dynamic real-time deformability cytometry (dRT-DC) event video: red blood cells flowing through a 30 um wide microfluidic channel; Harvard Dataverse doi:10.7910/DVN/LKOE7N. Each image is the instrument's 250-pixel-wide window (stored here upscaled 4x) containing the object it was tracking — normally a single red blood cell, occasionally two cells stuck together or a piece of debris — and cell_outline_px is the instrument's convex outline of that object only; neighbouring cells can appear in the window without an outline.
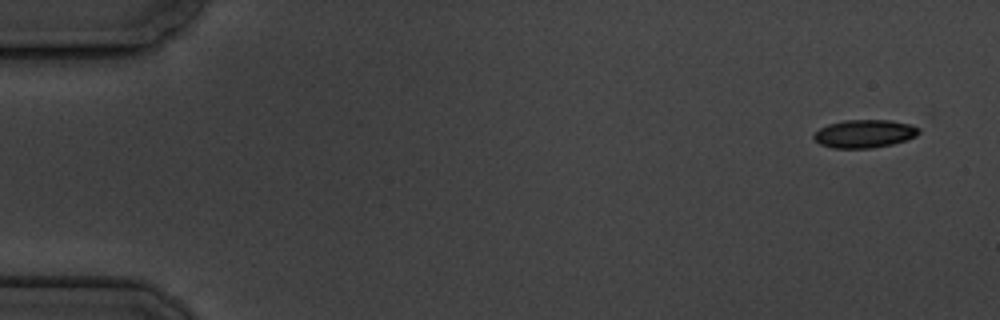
{"species": "common noctule bat (a hibernating species)", "species_latin": "Nyctalus noctula", "temperature_condition": "cold", "stored_images_in_passage": 11, "camera_frame_rate_fps": 3000, "um_per_image_px": 0.085, "animal": {"sex": "male", "body_mass_g": 19.5, "forearm_length_mm": 54.6}, "frame": {"image": 1, "passage_image": 1, "time_ms": 0.0, "image_size_px": [1000, 320], "cell_outline_px": [[920, 132], [916, 136], [892, 144], [872, 148], [832, 148], [820, 144], [812, 136], [820, 128], [828, 124], [844, 120], [892, 120], [912, 124], [920, 128]], "centroid_in_image_um": [73.5, 11.36], "position_along_channel_um": 11.5, "area_um2": 17.22}}
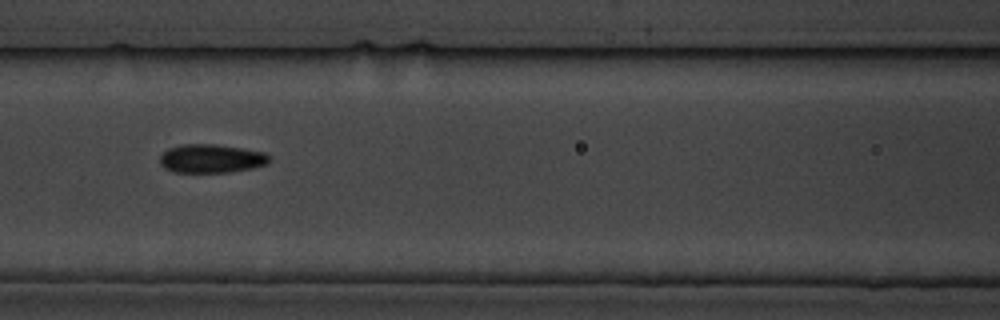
{"frame": {"image": 2, "passage_image": 7, "time_ms": 7.667, "image_size_px": [1000, 320], "cell_outline_px": [[272, 160], [268, 164], [252, 168], [228, 172], [176, 172], [164, 168], [160, 164], [160, 156], [168, 148], [180, 144], [212, 144], [240, 148], [264, 152]], "centroid_in_image_um": [17.95, 13.48], "position_along_channel_um": 148.7, "area_um2": 18.21}}
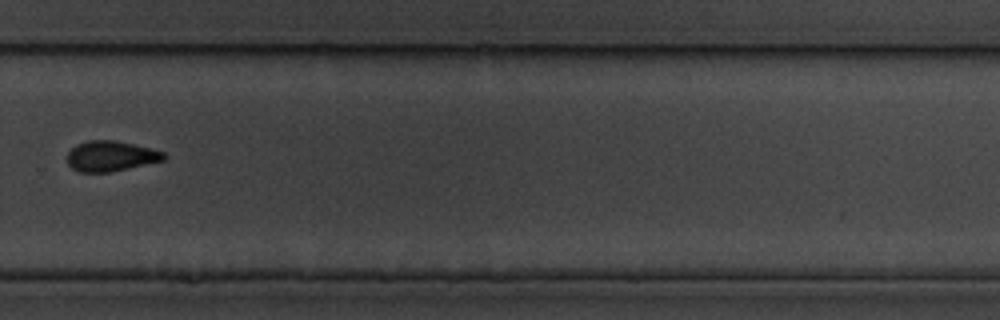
{"frame": {"image": 3, "passage_image": 11, "time_ms": 12.667, "image_size_px": [1000, 320], "cell_outline_px": [[168, 156], [164, 160], [108, 172], [80, 172], [72, 168], [68, 164], [68, 152], [76, 144], [88, 140], [112, 140], [132, 144], [164, 152]], "centroid_in_image_um": [9.39, 13.26], "position_along_channel_um": 320.4, "area_um2": 16.82}}